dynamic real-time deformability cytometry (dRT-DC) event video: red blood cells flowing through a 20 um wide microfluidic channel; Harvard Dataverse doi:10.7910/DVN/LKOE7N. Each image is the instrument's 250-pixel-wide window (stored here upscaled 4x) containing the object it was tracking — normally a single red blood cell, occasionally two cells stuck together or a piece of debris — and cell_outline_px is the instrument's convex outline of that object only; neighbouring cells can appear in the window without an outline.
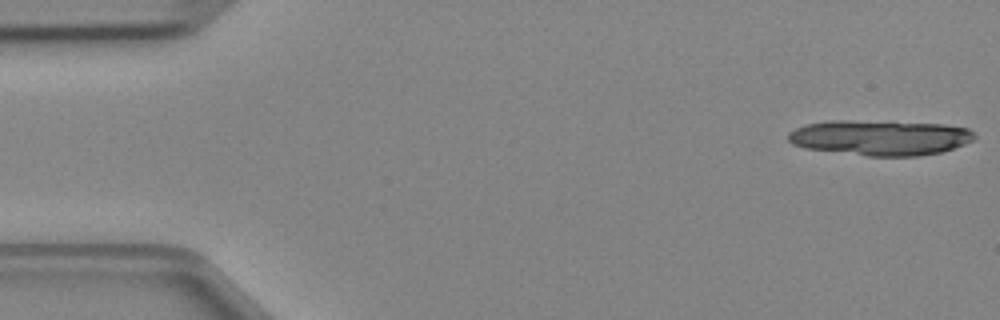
{"species": "Egyptian fruit bat (a non-hibernating species)", "species_latin": "Rousettus aegyptiacus", "temperature_condition": "cold", "stored_images_in_passage": 5, "camera_frame_rate_fps": 3000, "um_per_image_px": 0.085, "animal": {"sex": "female"}, "frame": {"image": 1, "passage_image": 1, "time_ms": 0.0, "image_size_px": [1000, 320], "cell_outline_px": [[976, 136], [972, 140], [964, 144], [940, 152], [920, 156], [868, 156], [804, 148], [792, 144], [788, 140], [788, 132], [804, 124], [832, 120], [848, 120], [944, 124], [968, 128]], "centroid_in_image_um": [74.77, 11.7], "position_along_channel_um": 10.2, "area_um2": 38.32}}
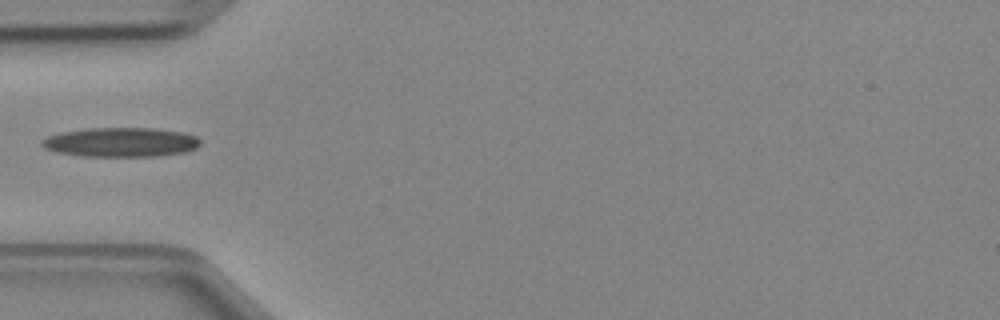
{"frame": {"image": 2, "passage_image": 5, "time_ms": 1.333, "image_size_px": [1000, 320], "cell_outline_px": [[200, 144], [196, 148], [184, 152], [156, 156], [80, 156], [60, 152], [44, 148], [40, 144], [40, 140], [48, 136], [64, 132], [88, 128], [152, 128], [184, 132], [196, 136], [200, 140]], "centroid_in_image_um": [10.28, 12.08], "position_along_channel_um": 74.7, "area_um2": 26.99}}